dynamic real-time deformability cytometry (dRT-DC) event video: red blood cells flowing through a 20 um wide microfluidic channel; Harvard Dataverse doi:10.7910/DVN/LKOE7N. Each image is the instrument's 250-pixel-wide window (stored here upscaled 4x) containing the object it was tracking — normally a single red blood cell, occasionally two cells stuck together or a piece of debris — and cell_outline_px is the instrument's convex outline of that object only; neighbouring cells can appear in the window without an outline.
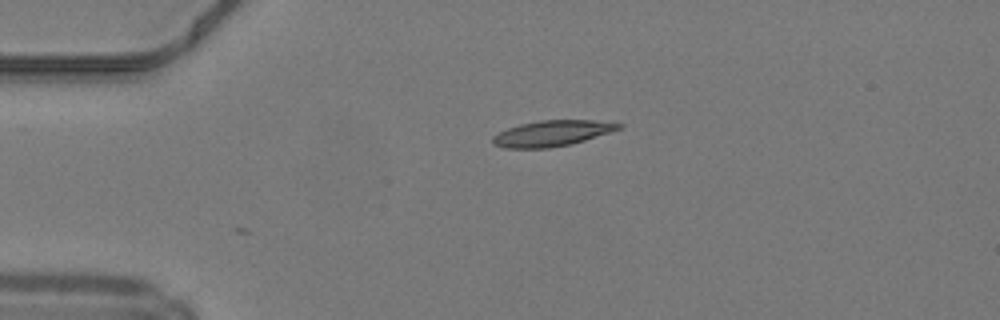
{"species": "common noctule bat (a hibernating species)", "species_latin": "Nyctalus noctula", "temperature_condition": "warm", "stored_images_in_passage": 2, "camera_frame_rate_fps": 3000, "um_per_image_px": 0.085, "animal": {"sex": "male", "body_mass_g": 19.2, "forearm_length_mm": 51.8}, "frame": {"image": 1, "passage_image": 1, "time_ms": 0.0, "image_size_px": [1000, 320], "cell_outline_px": [[624, 124], [620, 128], [572, 144], [548, 148], [504, 148], [492, 144], [492, 136], [508, 128], [520, 124], [540, 120], [592, 120]], "centroid_in_image_um": [46.87, 11.34], "position_along_channel_um": 38.1, "area_um2": 18.73}}